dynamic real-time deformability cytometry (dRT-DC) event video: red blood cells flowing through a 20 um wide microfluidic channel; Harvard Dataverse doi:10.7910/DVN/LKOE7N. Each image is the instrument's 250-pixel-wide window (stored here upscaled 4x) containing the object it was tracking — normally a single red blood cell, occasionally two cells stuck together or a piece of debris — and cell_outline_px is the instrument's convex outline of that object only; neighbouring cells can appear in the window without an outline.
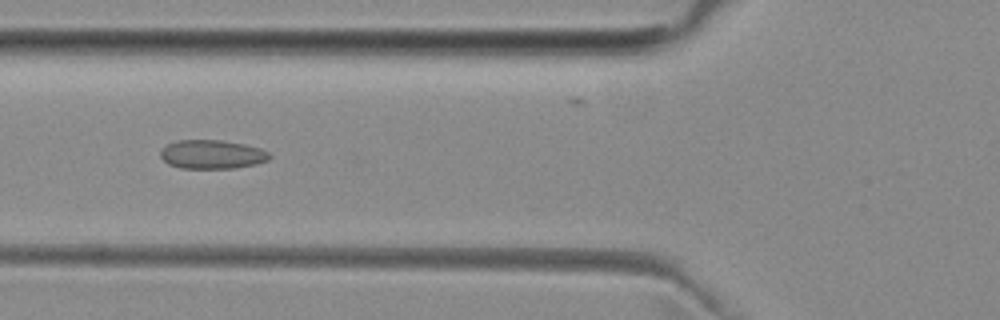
{"species": "common noctule bat (a hibernating species)", "species_latin": "Nyctalus noctula", "temperature_condition": "room temperature", "stored_images_in_passage": 7, "camera_frame_rate_fps": 3000, "um_per_image_px": 0.085, "animal": {"sex": "female", "body_mass_g": 29.2, "forearm_length_mm": 56.3}, "frame": {"image": 1, "passage_image": 6, "time_ms": 5.667, "image_size_px": [1000, 320], "cell_outline_px": [[272, 156], [268, 160], [256, 164], [232, 168], [180, 168], [168, 164], [160, 156], [160, 152], [168, 144], [176, 140], [220, 140], [244, 144], [260, 148], [268, 152]], "centroid_in_image_um": [18.03, 13.12], "position_along_channel_um": 107.8, "area_um2": 18.26}}
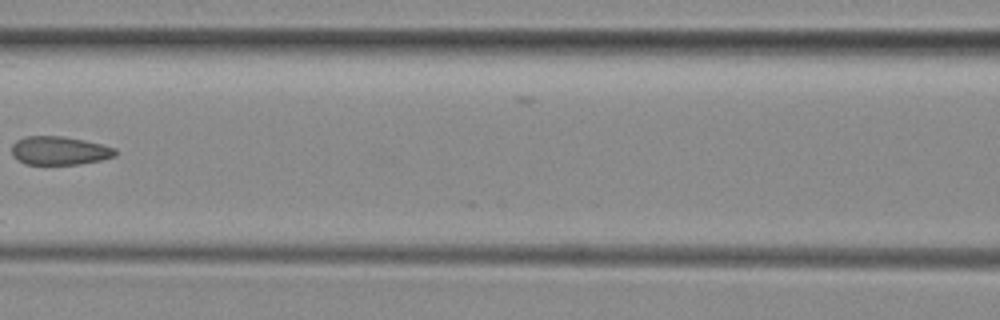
{"frame": {"image": 2, "passage_image": 7, "time_ms": 7.0, "image_size_px": [1000, 320], "cell_outline_px": [[116, 156], [100, 160], [80, 164], [24, 164], [12, 156], [12, 144], [16, 140], [24, 136], [64, 136], [84, 140], [116, 148]], "centroid_in_image_um": [5.02, 12.8], "position_along_channel_um": 161.6, "area_um2": 17.28}}